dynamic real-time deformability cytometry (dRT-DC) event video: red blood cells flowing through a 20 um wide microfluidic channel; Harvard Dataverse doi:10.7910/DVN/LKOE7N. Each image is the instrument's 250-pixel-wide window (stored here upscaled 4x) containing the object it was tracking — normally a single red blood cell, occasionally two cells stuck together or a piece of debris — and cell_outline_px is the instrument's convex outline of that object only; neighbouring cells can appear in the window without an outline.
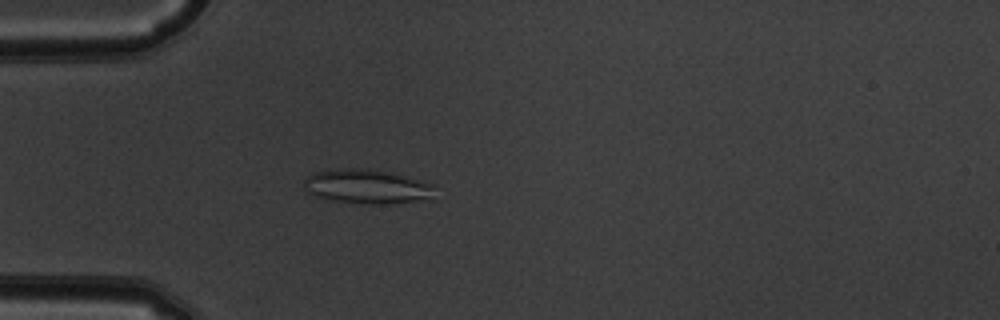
{"species": "common noctule bat (a hibernating species)", "species_latin": "Nyctalus noctula", "temperature_condition": "warm", "stored_images_in_passage": 52, "camera_frame_rate_fps": 3000, "um_per_image_px": 0.085, "animal": {"sex": "male", "body_mass_g": 19.5, "forearm_length_mm": 54.6}, "frame": {"image": 1, "passage_image": 15, "time_ms": 4.667, "image_size_px": [1000, 320], "cell_outline_px": [[436, 184], [428, 196], [412, 200], [388, 204], [376, 204], [336, 200], [316, 196], [308, 192], [304, 188], [304, 180], [312, 172], [348, 168], [364, 168], [392, 172]], "centroid_in_image_um": [31.14, 15.82], "position_along_channel_um": 53.9, "area_um2": 25.49}}
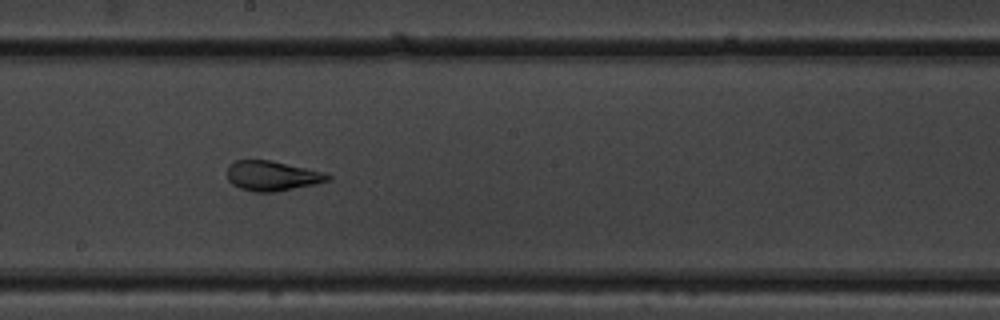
{"frame": {"image": 2, "passage_image": 29, "time_ms": 9.333, "image_size_px": [1000, 320], "cell_outline_px": [[332, 180], [316, 184], [276, 192], [256, 192], [240, 188], [232, 184], [228, 180], [228, 164], [236, 160], [272, 160], [324, 172], [332, 176]], "centroid_in_image_um": [23.16, 14.95], "position_along_channel_um": 225.0, "area_um2": 17.69}}
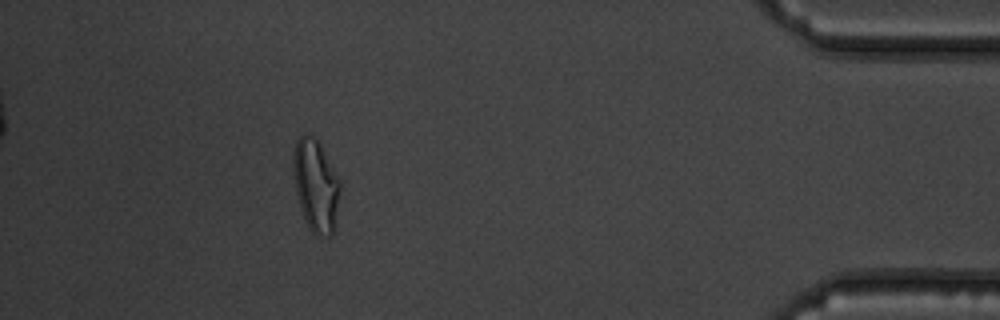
{"frame": {"image": 3, "passage_image": 47, "time_ms": 15.333, "image_size_px": [1000, 320], "cell_outline_px": [[340, 188], [336, 224], [332, 236], [316, 236], [308, 228], [304, 220], [300, 208], [296, 192], [292, 172], [292, 156], [296, 140], [304, 132], [308, 132], [316, 136], [340, 180]], "centroid_in_image_um": [26.83, 15.75], "position_along_channel_um": 408.4, "area_um2": 25.89}, "authors_computed_cell_mechanics": {"area_um2": 22.542, "velocity_mm_per_s": 3.8742, "shape_relaxation_time_tau1_ms": 4.6193, "shape_relaxation_time_tau2_ms": 1.2356, "deformation_change_tau1": 0.1868, "deformation_change_tau2": 0.091}}